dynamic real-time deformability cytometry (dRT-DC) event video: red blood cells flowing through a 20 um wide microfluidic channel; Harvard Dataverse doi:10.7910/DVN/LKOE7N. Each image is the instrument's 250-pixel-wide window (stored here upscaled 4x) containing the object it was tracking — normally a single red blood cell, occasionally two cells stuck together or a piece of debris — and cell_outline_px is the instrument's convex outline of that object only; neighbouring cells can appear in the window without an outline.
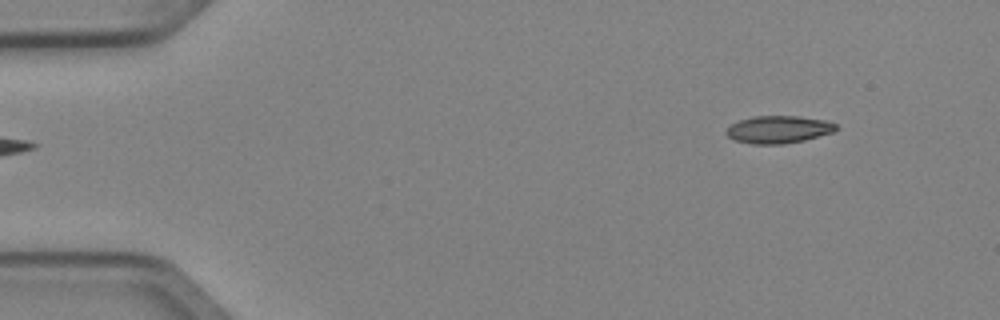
{"species": "Egyptian fruit bat (a non-hibernating species)", "species_latin": "Rousettus aegyptiacus", "temperature_condition": "cold", "stored_images_in_passage": 5, "segment_of_instrument_passage": [2, 2], "camera_frame_rate_fps": 3000, "um_per_image_px": 0.085, "animal": {"sex": "female"}, "frame": {"image": 1, "passage_image": 5, "time_ms": 1.333, "image_size_px": [1000, 320], "cell_outline_px": [[836, 128], [832, 132], [804, 140], [784, 144], [752, 144], [732, 140], [724, 132], [732, 124], [740, 120], [756, 116], [796, 116], [828, 120], [836, 124]], "centroid_in_image_um": [66.15, 11.01], "position_along_channel_um": 18.9, "area_um2": 17.51}}